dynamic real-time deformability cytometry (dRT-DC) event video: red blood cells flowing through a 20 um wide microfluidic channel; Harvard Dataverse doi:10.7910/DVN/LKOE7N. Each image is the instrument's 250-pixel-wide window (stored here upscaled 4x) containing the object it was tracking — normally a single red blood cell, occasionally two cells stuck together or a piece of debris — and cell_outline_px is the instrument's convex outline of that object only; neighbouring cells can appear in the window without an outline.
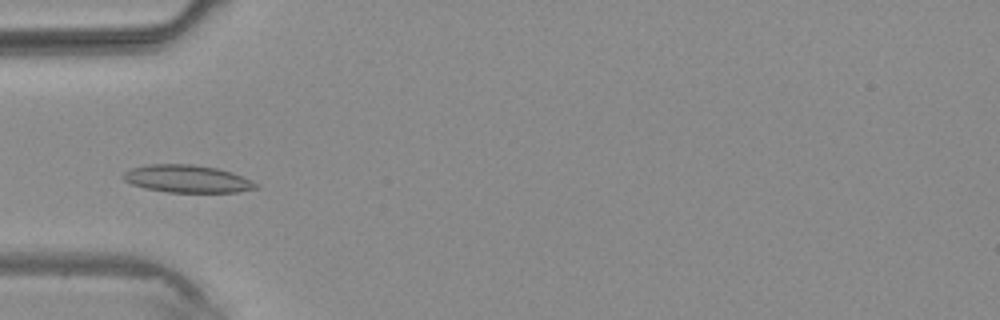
{"species": "common noctule bat (a hibernating species)", "species_latin": "Nyctalus noctula", "temperature_condition": "warm", "stored_images_in_passage": 3, "camera_frame_rate_fps": 3000, "um_per_image_px": 0.085, "animal": {"sex": "male", "body_mass_g": 20.4}, "frame": {"image": 1, "passage_image": 3, "time_ms": 2.333, "image_size_px": [1000, 320], "cell_outline_px": [[260, 188], [236, 192], [168, 192], [144, 188], [132, 184], [124, 180], [120, 176], [124, 172], [132, 168], [144, 164], [192, 164], [216, 168], [232, 172], [252, 180], [260, 184]], "centroid_in_image_um": [15.92, 15.2], "position_along_channel_um": 69.1, "area_um2": 21.5}}